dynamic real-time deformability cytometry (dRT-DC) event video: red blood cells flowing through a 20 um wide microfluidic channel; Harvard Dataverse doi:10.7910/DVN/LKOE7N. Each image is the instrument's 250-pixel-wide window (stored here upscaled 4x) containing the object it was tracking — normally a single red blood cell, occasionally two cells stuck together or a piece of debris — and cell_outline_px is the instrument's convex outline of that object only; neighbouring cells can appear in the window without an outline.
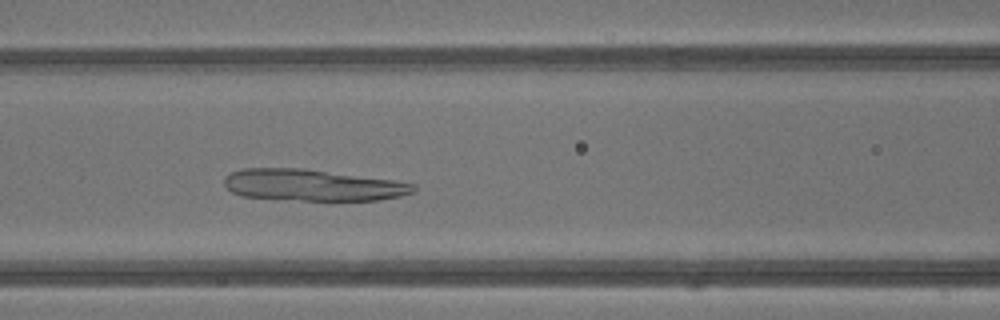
{"species": "common noctule bat (a hibernating species)", "species_latin": "Nyctalus noctula", "temperature_condition": "warm", "stored_images_in_passage": 39, "camera_frame_rate_fps": 3000, "um_per_image_px": 0.085, "animal": {"sex": "male", "body_mass_g": 13.3}, "frame": {"image": 1, "passage_image": 15, "time_ms": 4.667, "image_size_px": [1000, 320], "cell_outline_px": [[416, 188], [412, 192], [400, 196], [380, 200], [332, 204], [328, 204], [240, 196], [232, 192], [224, 184], [224, 176], [232, 172], [244, 168], [304, 168], [396, 180], [416, 184]], "centroid_in_image_um": [26.62, 15.79], "position_along_channel_um": 140.0, "area_um2": 36.53}}
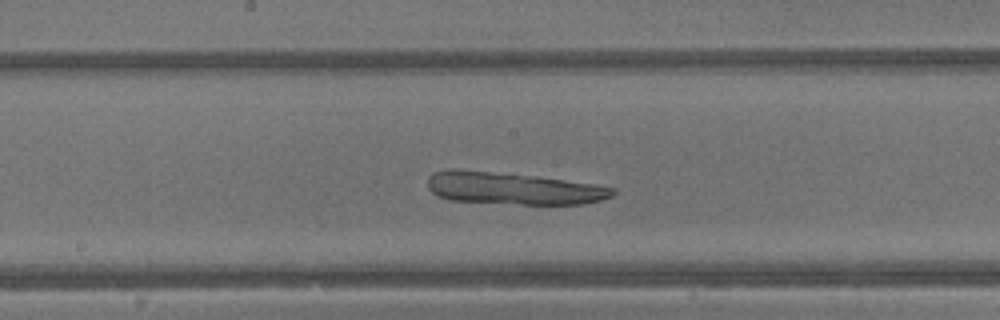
{"frame": {"image": 2, "passage_image": 19, "time_ms": 6.0, "image_size_px": [1000, 320], "cell_outline_px": [[616, 192], [612, 196], [600, 200], [584, 204], [520, 204], [448, 200], [436, 196], [428, 188], [428, 176], [432, 172], [448, 168], [456, 168], [536, 176], [592, 184], [616, 188]], "centroid_in_image_um": [43.54, 16.0], "position_along_channel_um": 204.7, "area_um2": 34.91}}
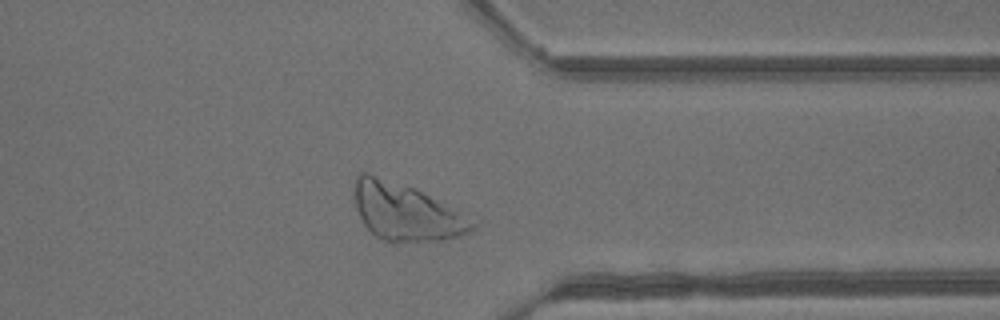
{"frame": {"image": 3, "passage_image": 30, "time_ms": 9.667, "image_size_px": [1000, 320], "cell_outline_px": [[484, 216], [480, 224], [476, 228], [468, 232], [456, 236], [440, 240], [392, 244], [376, 236], [364, 224], [356, 208], [356, 176], [360, 172], [368, 172], [416, 188]], "centroid_in_image_um": [34.76, 18.02], "position_along_channel_um": 376.6, "area_um2": 41.44}}